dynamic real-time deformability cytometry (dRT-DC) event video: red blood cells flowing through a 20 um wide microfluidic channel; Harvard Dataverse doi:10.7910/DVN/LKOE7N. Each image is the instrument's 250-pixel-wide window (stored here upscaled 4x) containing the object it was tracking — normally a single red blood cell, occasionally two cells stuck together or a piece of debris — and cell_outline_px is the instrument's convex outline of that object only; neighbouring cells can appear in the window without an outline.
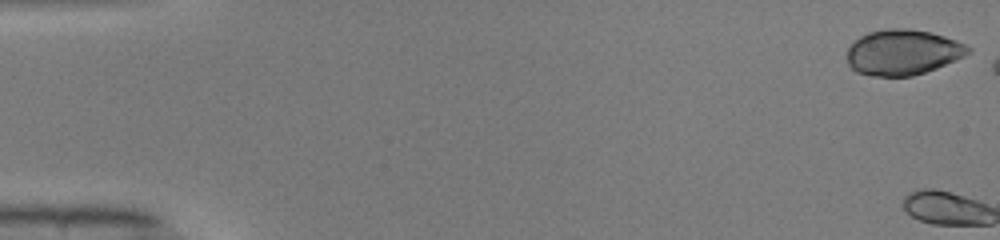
{"species": "common noctule bat (a hibernating species)", "species_latin": "Nyctalus noctula", "temperature_condition": "warm", "stored_images_in_passage": 2, "camera_frame_rate_fps": 3000, "um_per_image_px": 0.085, "animal": {"sex": "male", "body_mass_g": 19.0, "forearm_length_mm": 50.8}, "frame": {"image": 1, "passage_image": 1, "time_ms": 0.0, "image_size_px": [1000, 240], "cell_outline_px": [[972, 52], [956, 60], [936, 68], [912, 76], [872, 76], [856, 72], [848, 64], [848, 48], [860, 36], [868, 32], [884, 28], [908, 28], [932, 32], [968, 44], [972, 48]], "centroid_in_image_um": [76.77, 4.43], "position_along_channel_um": 8.2, "area_um2": 32.31}}